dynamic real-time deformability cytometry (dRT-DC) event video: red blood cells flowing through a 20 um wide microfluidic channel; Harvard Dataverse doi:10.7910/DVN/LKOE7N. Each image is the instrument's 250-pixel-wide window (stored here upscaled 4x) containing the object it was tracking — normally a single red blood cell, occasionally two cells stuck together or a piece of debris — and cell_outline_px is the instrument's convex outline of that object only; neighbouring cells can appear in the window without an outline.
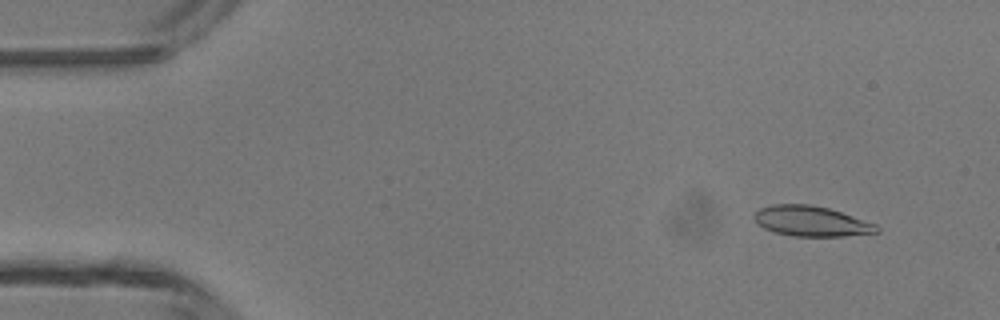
{"species": "common noctule bat (a hibernating species)", "species_latin": "Nyctalus noctula", "temperature_condition": "room temperature", "stored_images_in_passage": 4, "segment_of_instrument_passage": [2, 2], "camera_frame_rate_fps": 3000, "um_per_image_px": 0.085, "animal": {"sex": "male", "body_mass_g": 13.3}, "frame": {"image": 1, "passage_image": 4, "time_ms": 4.333, "image_size_px": [1000, 320], "cell_outline_px": [[880, 232], [844, 236], [792, 236], [776, 232], [764, 228], [752, 216], [760, 208], [772, 204], [812, 204], [828, 208], [876, 224], [880, 228]], "centroid_in_image_um": [68.97, 18.8], "position_along_channel_um": 16.0, "area_um2": 21.44}}